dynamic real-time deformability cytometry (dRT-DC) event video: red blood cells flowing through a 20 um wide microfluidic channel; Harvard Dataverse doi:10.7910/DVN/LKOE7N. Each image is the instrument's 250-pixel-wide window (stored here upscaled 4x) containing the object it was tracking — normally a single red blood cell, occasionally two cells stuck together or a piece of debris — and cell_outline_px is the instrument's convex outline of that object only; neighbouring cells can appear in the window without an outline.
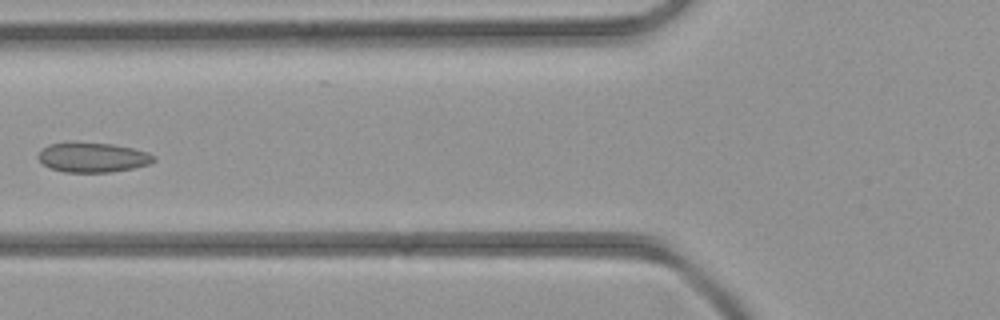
{"species": "common noctule bat (a hibernating species)", "species_latin": "Nyctalus noctula", "temperature_condition": "room temperature", "stored_images_in_passage": 2, "camera_frame_rate_fps": 3000, "um_per_image_px": 0.085, "animal": {"sex": "female", "body_mass_g": 21.9}, "frame": {"image": 1, "passage_image": 2, "time_ms": 1.0, "image_size_px": [1000, 320], "cell_outline_px": [[156, 160], [148, 164], [132, 168], [108, 172], [64, 172], [52, 168], [44, 164], [36, 156], [48, 144], [112, 144], [132, 148], [148, 152], [156, 156]], "centroid_in_image_um": [7.93, 13.4], "position_along_channel_um": 117.9, "area_um2": 19.36}}